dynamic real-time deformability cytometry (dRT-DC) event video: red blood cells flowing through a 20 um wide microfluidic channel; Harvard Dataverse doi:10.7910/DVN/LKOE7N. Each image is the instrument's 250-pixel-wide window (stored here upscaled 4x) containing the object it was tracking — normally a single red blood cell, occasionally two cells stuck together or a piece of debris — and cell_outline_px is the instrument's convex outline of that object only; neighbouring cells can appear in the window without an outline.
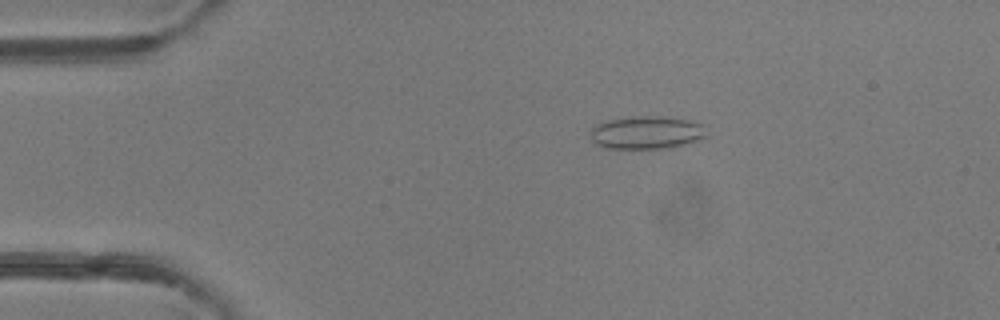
{"species": "common noctule bat (a hibernating species)", "species_latin": "Nyctalus noctula", "temperature_condition": "room temperature", "stored_images_in_passage": 49, "camera_frame_rate_fps": 3000, "um_per_image_px": 0.085, "animal": {"sex": "female"}, "frame": {"image": 1, "passage_image": 9, "time_ms": 2.667, "image_size_px": [1000, 320], "cell_outline_px": [[708, 136], [684, 144], [664, 148], [604, 148], [596, 144], [592, 140], [592, 128], [596, 124], [608, 120], [636, 116], [660, 116], [688, 120], [704, 124]], "centroid_in_image_um": [54.98, 11.26], "position_along_channel_um": 30.0, "area_um2": 22.14}}
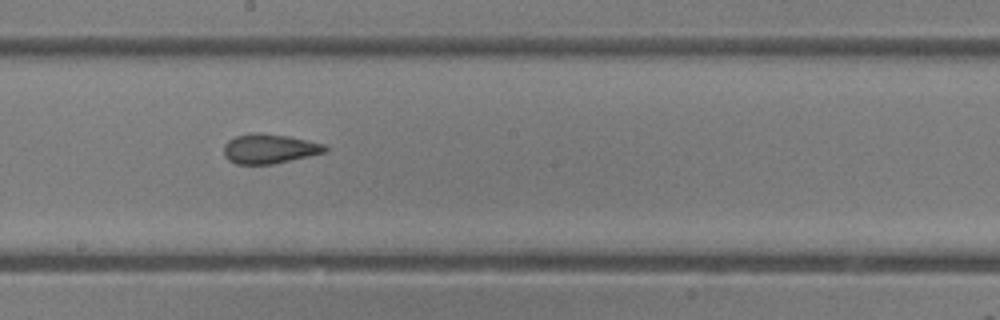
{"frame": {"image": 2, "passage_image": 27, "time_ms": 8.667, "image_size_px": [1000, 320], "cell_outline_px": [[328, 148], [324, 152], [308, 156], [272, 164], [236, 164], [228, 160], [224, 156], [224, 144], [228, 140], [236, 136], [252, 132], [260, 132], [288, 136], [324, 144]], "centroid_in_image_um": [22.84, 12.63], "position_along_channel_um": 225.4, "area_um2": 17.4}}
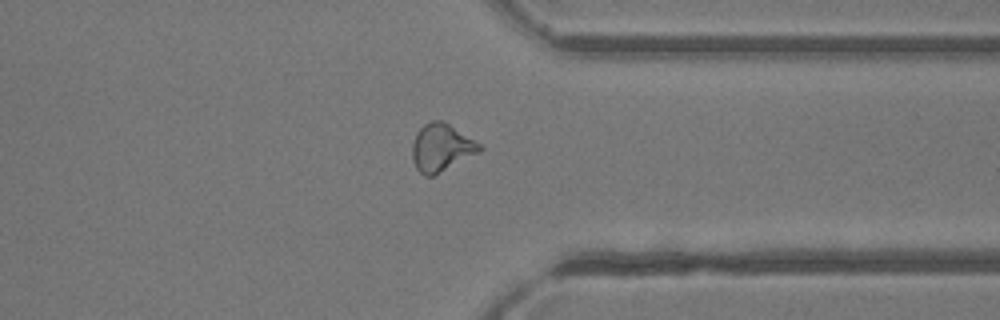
{"frame": {"image": 3, "passage_image": 38, "time_ms": 12.333, "image_size_px": [1000, 320], "cell_outline_px": [[484, 148], [480, 152], [432, 176], [424, 176], [416, 168], [412, 160], [412, 144], [416, 132], [424, 124], [432, 120], [444, 120], [480, 144]], "centroid_in_image_um": [37.5, 12.53], "position_along_channel_um": 373.9, "area_um2": 18.67}, "authors_computed_cell_mechanics": {"area_um2": 18.496, "velocity_mm_per_s": 4.1375, "shape_relaxation_time_tau1_ms": null, "shape_relaxation_time_tau2_ms": 0.9793, "deformation_change_tau1": null, "deformation_change_tau2": 0.0912}}